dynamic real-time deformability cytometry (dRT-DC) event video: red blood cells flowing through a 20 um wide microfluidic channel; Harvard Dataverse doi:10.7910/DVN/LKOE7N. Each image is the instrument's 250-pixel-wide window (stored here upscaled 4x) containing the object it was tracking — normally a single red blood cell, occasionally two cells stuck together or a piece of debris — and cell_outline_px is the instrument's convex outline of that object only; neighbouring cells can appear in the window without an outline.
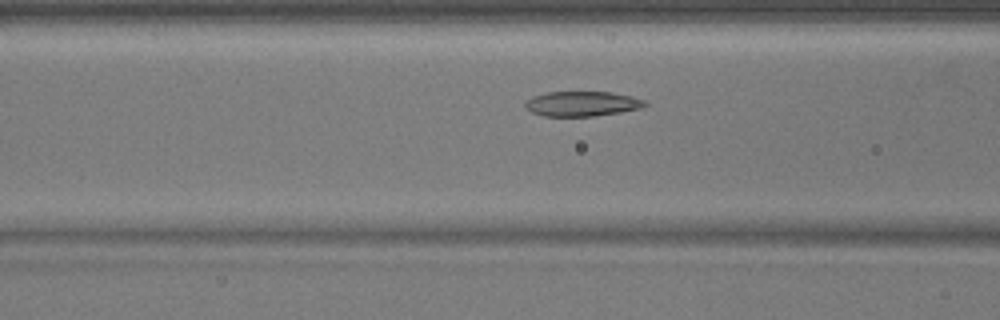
{"species": "common noctule bat (a hibernating species)", "species_latin": "Nyctalus noctula", "temperature_condition": "warm", "stored_images_in_passage": 44, "camera_frame_rate_fps": 3000, "um_per_image_px": 0.085, "animal": {"sex": "male", "body_mass_g": 17.9}, "frame": {"image": 1, "passage_image": 13, "time_ms": 4.0, "image_size_px": [1000, 320], "cell_outline_px": [[648, 104], [640, 108], [620, 112], [592, 116], [544, 116], [532, 112], [524, 108], [524, 100], [532, 96], [548, 92], [612, 92], [644, 100]], "centroid_in_image_um": [49.4, 8.82], "position_along_channel_um": 117.2, "area_um2": 17.34}}
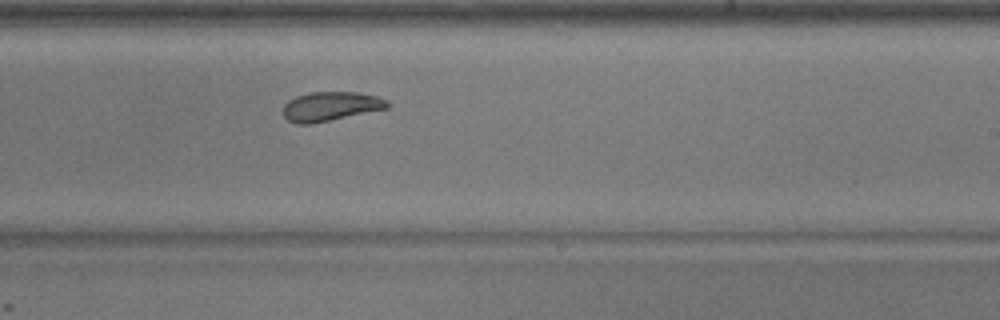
{"frame": {"image": 2, "passage_image": 24, "time_ms": 7.667, "image_size_px": [1000, 320], "cell_outline_px": [[388, 108], [312, 124], [296, 124], [288, 120], [284, 116], [284, 104], [288, 100], [296, 96], [308, 92], [356, 92], [376, 96], [388, 100]], "centroid_in_image_um": [28.08, 9.04], "position_along_channel_um": 260.9, "area_um2": 17.74}}
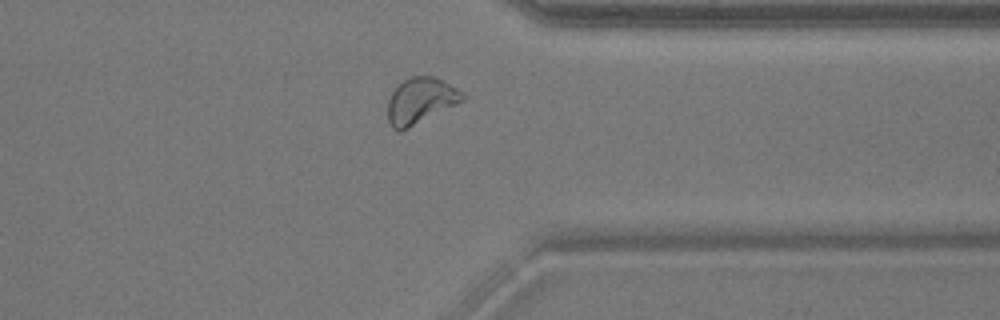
{"frame": {"image": 3, "passage_image": 33, "time_ms": 10.667, "image_size_px": [1000, 320], "cell_outline_px": [[464, 100], [400, 132], [392, 128], [388, 120], [388, 100], [392, 92], [404, 80], [412, 76], [436, 76], [456, 88], [464, 96]], "centroid_in_image_um": [35.71, 8.56], "position_along_channel_um": 375.7, "area_um2": 19.65}}